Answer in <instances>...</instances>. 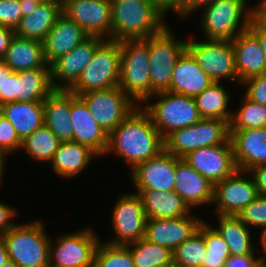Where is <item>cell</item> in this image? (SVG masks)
<instances>
[{
  "instance_id": "cell-58",
  "label": "cell",
  "mask_w": 266,
  "mask_h": 267,
  "mask_svg": "<svg viewBox=\"0 0 266 267\" xmlns=\"http://www.w3.org/2000/svg\"><path fill=\"white\" fill-rule=\"evenodd\" d=\"M3 83V60L0 58V91Z\"/></svg>"
},
{
  "instance_id": "cell-4",
  "label": "cell",
  "mask_w": 266,
  "mask_h": 267,
  "mask_svg": "<svg viewBox=\"0 0 266 267\" xmlns=\"http://www.w3.org/2000/svg\"><path fill=\"white\" fill-rule=\"evenodd\" d=\"M2 239L9 260L14 261L19 267H49L51 239L41 220L20 225L16 223Z\"/></svg>"
},
{
  "instance_id": "cell-24",
  "label": "cell",
  "mask_w": 266,
  "mask_h": 267,
  "mask_svg": "<svg viewBox=\"0 0 266 267\" xmlns=\"http://www.w3.org/2000/svg\"><path fill=\"white\" fill-rule=\"evenodd\" d=\"M235 68L239 82L266 72V60L258 38L249 30L233 40Z\"/></svg>"
},
{
  "instance_id": "cell-57",
  "label": "cell",
  "mask_w": 266,
  "mask_h": 267,
  "mask_svg": "<svg viewBox=\"0 0 266 267\" xmlns=\"http://www.w3.org/2000/svg\"><path fill=\"white\" fill-rule=\"evenodd\" d=\"M261 244L263 246V251H264V257L266 258L265 256V253H266V228L261 232Z\"/></svg>"
},
{
  "instance_id": "cell-10",
  "label": "cell",
  "mask_w": 266,
  "mask_h": 267,
  "mask_svg": "<svg viewBox=\"0 0 266 267\" xmlns=\"http://www.w3.org/2000/svg\"><path fill=\"white\" fill-rule=\"evenodd\" d=\"M101 240L94 230L64 234L49 246V267H93L95 253Z\"/></svg>"
},
{
  "instance_id": "cell-1",
  "label": "cell",
  "mask_w": 266,
  "mask_h": 267,
  "mask_svg": "<svg viewBox=\"0 0 266 267\" xmlns=\"http://www.w3.org/2000/svg\"><path fill=\"white\" fill-rule=\"evenodd\" d=\"M165 150L164 138L154 127L150 115L139 105L120 125L108 135L105 152H113L131 165L158 156Z\"/></svg>"
},
{
  "instance_id": "cell-32",
  "label": "cell",
  "mask_w": 266,
  "mask_h": 267,
  "mask_svg": "<svg viewBox=\"0 0 266 267\" xmlns=\"http://www.w3.org/2000/svg\"><path fill=\"white\" fill-rule=\"evenodd\" d=\"M55 89L50 66L16 72V101L44 102Z\"/></svg>"
},
{
  "instance_id": "cell-15",
  "label": "cell",
  "mask_w": 266,
  "mask_h": 267,
  "mask_svg": "<svg viewBox=\"0 0 266 267\" xmlns=\"http://www.w3.org/2000/svg\"><path fill=\"white\" fill-rule=\"evenodd\" d=\"M63 14L80 26L89 37L110 40V0H67L63 3Z\"/></svg>"
},
{
  "instance_id": "cell-41",
  "label": "cell",
  "mask_w": 266,
  "mask_h": 267,
  "mask_svg": "<svg viewBox=\"0 0 266 267\" xmlns=\"http://www.w3.org/2000/svg\"><path fill=\"white\" fill-rule=\"evenodd\" d=\"M249 228H266V197L259 196L249 203L237 216Z\"/></svg>"
},
{
  "instance_id": "cell-23",
  "label": "cell",
  "mask_w": 266,
  "mask_h": 267,
  "mask_svg": "<svg viewBox=\"0 0 266 267\" xmlns=\"http://www.w3.org/2000/svg\"><path fill=\"white\" fill-rule=\"evenodd\" d=\"M88 37L80 26L62 14L42 42L46 64L50 66Z\"/></svg>"
},
{
  "instance_id": "cell-12",
  "label": "cell",
  "mask_w": 266,
  "mask_h": 267,
  "mask_svg": "<svg viewBox=\"0 0 266 267\" xmlns=\"http://www.w3.org/2000/svg\"><path fill=\"white\" fill-rule=\"evenodd\" d=\"M187 50L214 82H222L223 79L239 82L232 41L205 39L197 42L191 38L187 41Z\"/></svg>"
},
{
  "instance_id": "cell-43",
  "label": "cell",
  "mask_w": 266,
  "mask_h": 267,
  "mask_svg": "<svg viewBox=\"0 0 266 267\" xmlns=\"http://www.w3.org/2000/svg\"><path fill=\"white\" fill-rule=\"evenodd\" d=\"M21 18L19 0H0V25L15 30Z\"/></svg>"
},
{
  "instance_id": "cell-27",
  "label": "cell",
  "mask_w": 266,
  "mask_h": 267,
  "mask_svg": "<svg viewBox=\"0 0 266 267\" xmlns=\"http://www.w3.org/2000/svg\"><path fill=\"white\" fill-rule=\"evenodd\" d=\"M62 14L63 4L59 1L39 3L32 13L21 18L15 29V35L43 42Z\"/></svg>"
},
{
  "instance_id": "cell-34",
  "label": "cell",
  "mask_w": 266,
  "mask_h": 267,
  "mask_svg": "<svg viewBox=\"0 0 266 267\" xmlns=\"http://www.w3.org/2000/svg\"><path fill=\"white\" fill-rule=\"evenodd\" d=\"M220 82H214L194 97L201 118L219 119L230 122L232 110L228 108L229 91ZM229 109V110H228Z\"/></svg>"
},
{
  "instance_id": "cell-60",
  "label": "cell",
  "mask_w": 266,
  "mask_h": 267,
  "mask_svg": "<svg viewBox=\"0 0 266 267\" xmlns=\"http://www.w3.org/2000/svg\"><path fill=\"white\" fill-rule=\"evenodd\" d=\"M258 3L266 10V0H260Z\"/></svg>"
},
{
  "instance_id": "cell-37",
  "label": "cell",
  "mask_w": 266,
  "mask_h": 267,
  "mask_svg": "<svg viewBox=\"0 0 266 267\" xmlns=\"http://www.w3.org/2000/svg\"><path fill=\"white\" fill-rule=\"evenodd\" d=\"M205 254L202 222L198 231L173 251V264L177 267H202Z\"/></svg>"
},
{
  "instance_id": "cell-18",
  "label": "cell",
  "mask_w": 266,
  "mask_h": 267,
  "mask_svg": "<svg viewBox=\"0 0 266 267\" xmlns=\"http://www.w3.org/2000/svg\"><path fill=\"white\" fill-rule=\"evenodd\" d=\"M202 222L193 214L178 218H147L144 238L174 251L198 231Z\"/></svg>"
},
{
  "instance_id": "cell-25",
  "label": "cell",
  "mask_w": 266,
  "mask_h": 267,
  "mask_svg": "<svg viewBox=\"0 0 266 267\" xmlns=\"http://www.w3.org/2000/svg\"><path fill=\"white\" fill-rule=\"evenodd\" d=\"M212 83L214 81L201 69L196 59L186 49L175 64L170 91L195 97Z\"/></svg>"
},
{
  "instance_id": "cell-36",
  "label": "cell",
  "mask_w": 266,
  "mask_h": 267,
  "mask_svg": "<svg viewBox=\"0 0 266 267\" xmlns=\"http://www.w3.org/2000/svg\"><path fill=\"white\" fill-rule=\"evenodd\" d=\"M60 143V140L44 124L22 141L21 149L26 150L35 161L50 163Z\"/></svg>"
},
{
  "instance_id": "cell-9",
  "label": "cell",
  "mask_w": 266,
  "mask_h": 267,
  "mask_svg": "<svg viewBox=\"0 0 266 267\" xmlns=\"http://www.w3.org/2000/svg\"><path fill=\"white\" fill-rule=\"evenodd\" d=\"M186 49L187 41H178L168 26L149 37L151 97L170 91L175 64Z\"/></svg>"
},
{
  "instance_id": "cell-59",
  "label": "cell",
  "mask_w": 266,
  "mask_h": 267,
  "mask_svg": "<svg viewBox=\"0 0 266 267\" xmlns=\"http://www.w3.org/2000/svg\"><path fill=\"white\" fill-rule=\"evenodd\" d=\"M1 267H19L14 261L8 260Z\"/></svg>"
},
{
  "instance_id": "cell-7",
  "label": "cell",
  "mask_w": 266,
  "mask_h": 267,
  "mask_svg": "<svg viewBox=\"0 0 266 267\" xmlns=\"http://www.w3.org/2000/svg\"><path fill=\"white\" fill-rule=\"evenodd\" d=\"M119 78L120 42L104 40L94 51L80 78L69 90L78 96L94 90L117 87Z\"/></svg>"
},
{
  "instance_id": "cell-20",
  "label": "cell",
  "mask_w": 266,
  "mask_h": 267,
  "mask_svg": "<svg viewBox=\"0 0 266 267\" xmlns=\"http://www.w3.org/2000/svg\"><path fill=\"white\" fill-rule=\"evenodd\" d=\"M70 122L73 141L88 147L99 157L105 155L109 134L97 124L85 102L72 92Z\"/></svg>"
},
{
  "instance_id": "cell-44",
  "label": "cell",
  "mask_w": 266,
  "mask_h": 267,
  "mask_svg": "<svg viewBox=\"0 0 266 267\" xmlns=\"http://www.w3.org/2000/svg\"><path fill=\"white\" fill-rule=\"evenodd\" d=\"M247 88L245 97L255 103L266 105V72L243 82Z\"/></svg>"
},
{
  "instance_id": "cell-49",
  "label": "cell",
  "mask_w": 266,
  "mask_h": 267,
  "mask_svg": "<svg viewBox=\"0 0 266 267\" xmlns=\"http://www.w3.org/2000/svg\"><path fill=\"white\" fill-rule=\"evenodd\" d=\"M248 172L254 179L258 195L266 197V164L255 166Z\"/></svg>"
},
{
  "instance_id": "cell-63",
  "label": "cell",
  "mask_w": 266,
  "mask_h": 267,
  "mask_svg": "<svg viewBox=\"0 0 266 267\" xmlns=\"http://www.w3.org/2000/svg\"><path fill=\"white\" fill-rule=\"evenodd\" d=\"M60 3H65L67 0H58Z\"/></svg>"
},
{
  "instance_id": "cell-33",
  "label": "cell",
  "mask_w": 266,
  "mask_h": 267,
  "mask_svg": "<svg viewBox=\"0 0 266 267\" xmlns=\"http://www.w3.org/2000/svg\"><path fill=\"white\" fill-rule=\"evenodd\" d=\"M219 226L215 228L228 245L230 256L254 255L249 227L237 216L218 215Z\"/></svg>"
},
{
  "instance_id": "cell-45",
  "label": "cell",
  "mask_w": 266,
  "mask_h": 267,
  "mask_svg": "<svg viewBox=\"0 0 266 267\" xmlns=\"http://www.w3.org/2000/svg\"><path fill=\"white\" fill-rule=\"evenodd\" d=\"M16 101V72L3 63V83L0 91V106Z\"/></svg>"
},
{
  "instance_id": "cell-26",
  "label": "cell",
  "mask_w": 266,
  "mask_h": 267,
  "mask_svg": "<svg viewBox=\"0 0 266 267\" xmlns=\"http://www.w3.org/2000/svg\"><path fill=\"white\" fill-rule=\"evenodd\" d=\"M44 124L60 140L73 141L71 91L55 89L44 101Z\"/></svg>"
},
{
  "instance_id": "cell-64",
  "label": "cell",
  "mask_w": 266,
  "mask_h": 267,
  "mask_svg": "<svg viewBox=\"0 0 266 267\" xmlns=\"http://www.w3.org/2000/svg\"><path fill=\"white\" fill-rule=\"evenodd\" d=\"M166 267H177L176 265H174V264H171V265H169V266H166Z\"/></svg>"
},
{
  "instance_id": "cell-5",
  "label": "cell",
  "mask_w": 266,
  "mask_h": 267,
  "mask_svg": "<svg viewBox=\"0 0 266 267\" xmlns=\"http://www.w3.org/2000/svg\"><path fill=\"white\" fill-rule=\"evenodd\" d=\"M246 1L216 0L203 7L200 26L204 38L232 41L238 34L249 29L250 22L254 19V7H246Z\"/></svg>"
},
{
  "instance_id": "cell-46",
  "label": "cell",
  "mask_w": 266,
  "mask_h": 267,
  "mask_svg": "<svg viewBox=\"0 0 266 267\" xmlns=\"http://www.w3.org/2000/svg\"><path fill=\"white\" fill-rule=\"evenodd\" d=\"M152 5L165 17L169 10L177 13L180 19L185 18L186 0H150Z\"/></svg>"
},
{
  "instance_id": "cell-52",
  "label": "cell",
  "mask_w": 266,
  "mask_h": 267,
  "mask_svg": "<svg viewBox=\"0 0 266 267\" xmlns=\"http://www.w3.org/2000/svg\"><path fill=\"white\" fill-rule=\"evenodd\" d=\"M216 0H186L185 1V18L186 16L193 14L196 10L201 9L207 5L212 4Z\"/></svg>"
},
{
  "instance_id": "cell-30",
  "label": "cell",
  "mask_w": 266,
  "mask_h": 267,
  "mask_svg": "<svg viewBox=\"0 0 266 267\" xmlns=\"http://www.w3.org/2000/svg\"><path fill=\"white\" fill-rule=\"evenodd\" d=\"M0 113L11 122L22 141L44 125V102H8L0 106Z\"/></svg>"
},
{
  "instance_id": "cell-29",
  "label": "cell",
  "mask_w": 266,
  "mask_h": 267,
  "mask_svg": "<svg viewBox=\"0 0 266 267\" xmlns=\"http://www.w3.org/2000/svg\"><path fill=\"white\" fill-rule=\"evenodd\" d=\"M96 156L92 150L78 142L64 141L59 144L50 163L54 173L63 179H73L82 173Z\"/></svg>"
},
{
  "instance_id": "cell-42",
  "label": "cell",
  "mask_w": 266,
  "mask_h": 267,
  "mask_svg": "<svg viewBox=\"0 0 266 267\" xmlns=\"http://www.w3.org/2000/svg\"><path fill=\"white\" fill-rule=\"evenodd\" d=\"M22 140L19 138L11 122L0 113V152L8 156L10 152L21 149Z\"/></svg>"
},
{
  "instance_id": "cell-11",
  "label": "cell",
  "mask_w": 266,
  "mask_h": 267,
  "mask_svg": "<svg viewBox=\"0 0 266 267\" xmlns=\"http://www.w3.org/2000/svg\"><path fill=\"white\" fill-rule=\"evenodd\" d=\"M78 96L85 102L97 124L108 134L138 107L118 86Z\"/></svg>"
},
{
  "instance_id": "cell-21",
  "label": "cell",
  "mask_w": 266,
  "mask_h": 267,
  "mask_svg": "<svg viewBox=\"0 0 266 267\" xmlns=\"http://www.w3.org/2000/svg\"><path fill=\"white\" fill-rule=\"evenodd\" d=\"M229 131L238 170L248 172L266 164V127Z\"/></svg>"
},
{
  "instance_id": "cell-54",
  "label": "cell",
  "mask_w": 266,
  "mask_h": 267,
  "mask_svg": "<svg viewBox=\"0 0 266 267\" xmlns=\"http://www.w3.org/2000/svg\"><path fill=\"white\" fill-rule=\"evenodd\" d=\"M254 19L266 30V10L260 4L254 7Z\"/></svg>"
},
{
  "instance_id": "cell-35",
  "label": "cell",
  "mask_w": 266,
  "mask_h": 267,
  "mask_svg": "<svg viewBox=\"0 0 266 267\" xmlns=\"http://www.w3.org/2000/svg\"><path fill=\"white\" fill-rule=\"evenodd\" d=\"M135 267H166L173 264V251L144 237L126 244Z\"/></svg>"
},
{
  "instance_id": "cell-39",
  "label": "cell",
  "mask_w": 266,
  "mask_h": 267,
  "mask_svg": "<svg viewBox=\"0 0 266 267\" xmlns=\"http://www.w3.org/2000/svg\"><path fill=\"white\" fill-rule=\"evenodd\" d=\"M203 238L206 254L202 267H225L226 260L230 257L228 245L215 227L204 221Z\"/></svg>"
},
{
  "instance_id": "cell-8",
  "label": "cell",
  "mask_w": 266,
  "mask_h": 267,
  "mask_svg": "<svg viewBox=\"0 0 266 267\" xmlns=\"http://www.w3.org/2000/svg\"><path fill=\"white\" fill-rule=\"evenodd\" d=\"M229 139L228 121L202 118L192 126L173 131L164 143L167 152L183 158L198 148L225 144Z\"/></svg>"
},
{
  "instance_id": "cell-51",
  "label": "cell",
  "mask_w": 266,
  "mask_h": 267,
  "mask_svg": "<svg viewBox=\"0 0 266 267\" xmlns=\"http://www.w3.org/2000/svg\"><path fill=\"white\" fill-rule=\"evenodd\" d=\"M249 30L258 38L266 60V30L255 19L250 22Z\"/></svg>"
},
{
  "instance_id": "cell-17",
  "label": "cell",
  "mask_w": 266,
  "mask_h": 267,
  "mask_svg": "<svg viewBox=\"0 0 266 267\" xmlns=\"http://www.w3.org/2000/svg\"><path fill=\"white\" fill-rule=\"evenodd\" d=\"M178 158L163 150L158 156L138 164L130 172L136 189L172 192L175 189V170Z\"/></svg>"
},
{
  "instance_id": "cell-2",
  "label": "cell",
  "mask_w": 266,
  "mask_h": 267,
  "mask_svg": "<svg viewBox=\"0 0 266 267\" xmlns=\"http://www.w3.org/2000/svg\"><path fill=\"white\" fill-rule=\"evenodd\" d=\"M111 38L145 39L162 31L167 25L162 14L150 0H110Z\"/></svg>"
},
{
  "instance_id": "cell-53",
  "label": "cell",
  "mask_w": 266,
  "mask_h": 267,
  "mask_svg": "<svg viewBox=\"0 0 266 267\" xmlns=\"http://www.w3.org/2000/svg\"><path fill=\"white\" fill-rule=\"evenodd\" d=\"M19 2H20V10L22 12V17L32 13L39 4L37 1L34 0H19Z\"/></svg>"
},
{
  "instance_id": "cell-47",
  "label": "cell",
  "mask_w": 266,
  "mask_h": 267,
  "mask_svg": "<svg viewBox=\"0 0 266 267\" xmlns=\"http://www.w3.org/2000/svg\"><path fill=\"white\" fill-rule=\"evenodd\" d=\"M264 259V256L256 258L255 255L230 256L225 267H257Z\"/></svg>"
},
{
  "instance_id": "cell-62",
  "label": "cell",
  "mask_w": 266,
  "mask_h": 267,
  "mask_svg": "<svg viewBox=\"0 0 266 267\" xmlns=\"http://www.w3.org/2000/svg\"><path fill=\"white\" fill-rule=\"evenodd\" d=\"M257 267H266V258Z\"/></svg>"
},
{
  "instance_id": "cell-16",
  "label": "cell",
  "mask_w": 266,
  "mask_h": 267,
  "mask_svg": "<svg viewBox=\"0 0 266 267\" xmlns=\"http://www.w3.org/2000/svg\"><path fill=\"white\" fill-rule=\"evenodd\" d=\"M183 159L214 185L238 170L231 139L225 144L198 148Z\"/></svg>"
},
{
  "instance_id": "cell-56",
  "label": "cell",
  "mask_w": 266,
  "mask_h": 267,
  "mask_svg": "<svg viewBox=\"0 0 266 267\" xmlns=\"http://www.w3.org/2000/svg\"><path fill=\"white\" fill-rule=\"evenodd\" d=\"M7 157L6 156H4L1 152H0V185H1V183H2V179H3V172H4V165H5V159H6Z\"/></svg>"
},
{
  "instance_id": "cell-14",
  "label": "cell",
  "mask_w": 266,
  "mask_h": 267,
  "mask_svg": "<svg viewBox=\"0 0 266 267\" xmlns=\"http://www.w3.org/2000/svg\"><path fill=\"white\" fill-rule=\"evenodd\" d=\"M249 172L237 170L233 175L214 185L213 203L218 215L238 216V214L258 197L254 179ZM246 176V177H245Z\"/></svg>"
},
{
  "instance_id": "cell-61",
  "label": "cell",
  "mask_w": 266,
  "mask_h": 267,
  "mask_svg": "<svg viewBox=\"0 0 266 267\" xmlns=\"http://www.w3.org/2000/svg\"><path fill=\"white\" fill-rule=\"evenodd\" d=\"M34 1H37L38 3H47V2L58 1V0H34Z\"/></svg>"
},
{
  "instance_id": "cell-3",
  "label": "cell",
  "mask_w": 266,
  "mask_h": 267,
  "mask_svg": "<svg viewBox=\"0 0 266 267\" xmlns=\"http://www.w3.org/2000/svg\"><path fill=\"white\" fill-rule=\"evenodd\" d=\"M118 87L139 106L151 99L149 37L120 40Z\"/></svg>"
},
{
  "instance_id": "cell-28",
  "label": "cell",
  "mask_w": 266,
  "mask_h": 267,
  "mask_svg": "<svg viewBox=\"0 0 266 267\" xmlns=\"http://www.w3.org/2000/svg\"><path fill=\"white\" fill-rule=\"evenodd\" d=\"M136 190L142 199L146 218H178L187 216L192 211L176 191Z\"/></svg>"
},
{
  "instance_id": "cell-31",
  "label": "cell",
  "mask_w": 266,
  "mask_h": 267,
  "mask_svg": "<svg viewBox=\"0 0 266 267\" xmlns=\"http://www.w3.org/2000/svg\"><path fill=\"white\" fill-rule=\"evenodd\" d=\"M2 60L12 72L42 68L46 65L43 43L15 35Z\"/></svg>"
},
{
  "instance_id": "cell-13",
  "label": "cell",
  "mask_w": 266,
  "mask_h": 267,
  "mask_svg": "<svg viewBox=\"0 0 266 267\" xmlns=\"http://www.w3.org/2000/svg\"><path fill=\"white\" fill-rule=\"evenodd\" d=\"M113 207L112 225L117 235L107 243L126 245L145 236L146 215L138 193H125Z\"/></svg>"
},
{
  "instance_id": "cell-40",
  "label": "cell",
  "mask_w": 266,
  "mask_h": 267,
  "mask_svg": "<svg viewBox=\"0 0 266 267\" xmlns=\"http://www.w3.org/2000/svg\"><path fill=\"white\" fill-rule=\"evenodd\" d=\"M93 267H135L126 245L98 244Z\"/></svg>"
},
{
  "instance_id": "cell-38",
  "label": "cell",
  "mask_w": 266,
  "mask_h": 267,
  "mask_svg": "<svg viewBox=\"0 0 266 267\" xmlns=\"http://www.w3.org/2000/svg\"><path fill=\"white\" fill-rule=\"evenodd\" d=\"M242 100V106L232 112L229 130L265 128L266 105L255 103L245 96Z\"/></svg>"
},
{
  "instance_id": "cell-22",
  "label": "cell",
  "mask_w": 266,
  "mask_h": 267,
  "mask_svg": "<svg viewBox=\"0 0 266 267\" xmlns=\"http://www.w3.org/2000/svg\"><path fill=\"white\" fill-rule=\"evenodd\" d=\"M175 189L191 209L212 204L214 184L198 173L183 158L176 163Z\"/></svg>"
},
{
  "instance_id": "cell-6",
  "label": "cell",
  "mask_w": 266,
  "mask_h": 267,
  "mask_svg": "<svg viewBox=\"0 0 266 267\" xmlns=\"http://www.w3.org/2000/svg\"><path fill=\"white\" fill-rule=\"evenodd\" d=\"M152 96L156 98L155 102L151 104L145 101L142 108L150 115L154 127L164 139L173 131L192 126L202 119L194 97L171 91L154 93Z\"/></svg>"
},
{
  "instance_id": "cell-50",
  "label": "cell",
  "mask_w": 266,
  "mask_h": 267,
  "mask_svg": "<svg viewBox=\"0 0 266 267\" xmlns=\"http://www.w3.org/2000/svg\"><path fill=\"white\" fill-rule=\"evenodd\" d=\"M15 36V30L0 25V58H2L9 48L12 38Z\"/></svg>"
},
{
  "instance_id": "cell-19",
  "label": "cell",
  "mask_w": 266,
  "mask_h": 267,
  "mask_svg": "<svg viewBox=\"0 0 266 267\" xmlns=\"http://www.w3.org/2000/svg\"><path fill=\"white\" fill-rule=\"evenodd\" d=\"M104 41L100 37H88L68 54L50 65L51 83L54 89L69 90L80 78L96 48ZM57 79L63 81L62 85ZM65 82V83H64Z\"/></svg>"
},
{
  "instance_id": "cell-55",
  "label": "cell",
  "mask_w": 266,
  "mask_h": 267,
  "mask_svg": "<svg viewBox=\"0 0 266 267\" xmlns=\"http://www.w3.org/2000/svg\"><path fill=\"white\" fill-rule=\"evenodd\" d=\"M9 260L4 240L0 237V267Z\"/></svg>"
},
{
  "instance_id": "cell-48",
  "label": "cell",
  "mask_w": 266,
  "mask_h": 267,
  "mask_svg": "<svg viewBox=\"0 0 266 267\" xmlns=\"http://www.w3.org/2000/svg\"><path fill=\"white\" fill-rule=\"evenodd\" d=\"M15 208L0 202V237L10 230L16 223H12V218L17 216Z\"/></svg>"
}]
</instances>
